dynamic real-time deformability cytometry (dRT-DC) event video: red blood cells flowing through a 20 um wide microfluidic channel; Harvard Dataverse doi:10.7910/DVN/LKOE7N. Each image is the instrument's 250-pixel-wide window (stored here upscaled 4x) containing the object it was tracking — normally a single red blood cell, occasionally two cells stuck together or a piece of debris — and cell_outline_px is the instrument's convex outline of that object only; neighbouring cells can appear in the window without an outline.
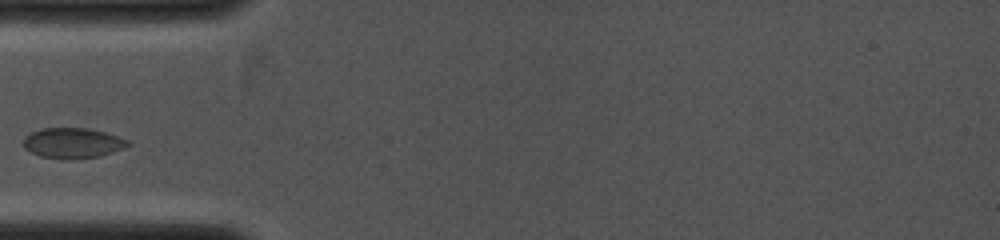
{"species": "common noctule bat (a hibernating species)", "species_latin": "Nyctalus noctula", "temperature_condition": "cold", "stored_images_in_passage": 7, "camera_frame_rate_fps": 4000, "um_per_image_px": 0.085, "animal": {"sex": "female", "body_mass_g": 19.0, "forearm_length_mm": 53.3}, "frame": {"image": 1, "passage_image": 1, "time_ms": 0.0, "image_size_px": [1000, 240], "cell_outline_px": [[132, 144], [124, 148], [100, 156], [40, 156], [24, 148], [24, 136], [40, 128], [88, 128], [104, 132], [128, 140]], "centroid_in_image_um": [6.19, 12.1], "position_along_channel_um": 78.8, "area_um2": 17.63}}
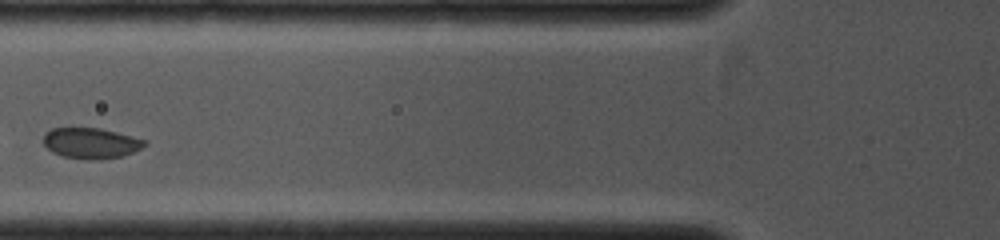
{"frame": {"image": 2, "passage_image": 2, "time_ms": 0.75, "image_size_px": [1000, 240], "cell_outline_px": [[148, 144], [132, 152], [120, 156], [96, 160], [88, 160], [64, 156], [52, 152], [44, 144], [44, 132], [52, 128], [100, 128], [148, 140]], "centroid_in_image_um": [7.73, 12.16], "position_along_channel_um": 118.1, "area_um2": 18.03}}
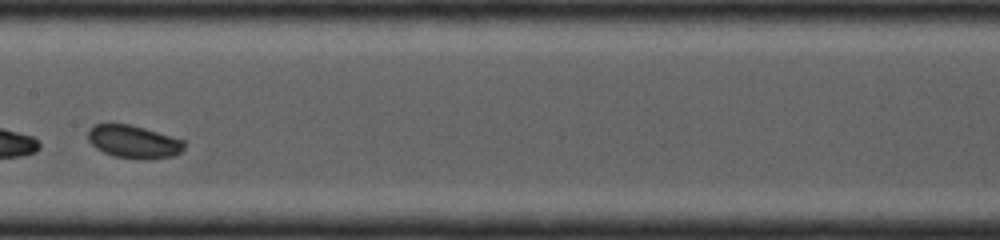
{"frame": {"image": 3, "passage_image": 5, "time_ms": 2.25, "image_size_px": [1000, 240], "cell_outline_px": [[184, 148], [180, 152], [172, 156], [144, 160], [116, 156], [104, 152], [96, 148], [88, 140], [88, 128], [96, 124], [128, 124], [144, 128], [184, 140]], "centroid_in_image_um": [11.35, 12.05], "position_along_channel_um": 196.1, "area_um2": 18.26}}